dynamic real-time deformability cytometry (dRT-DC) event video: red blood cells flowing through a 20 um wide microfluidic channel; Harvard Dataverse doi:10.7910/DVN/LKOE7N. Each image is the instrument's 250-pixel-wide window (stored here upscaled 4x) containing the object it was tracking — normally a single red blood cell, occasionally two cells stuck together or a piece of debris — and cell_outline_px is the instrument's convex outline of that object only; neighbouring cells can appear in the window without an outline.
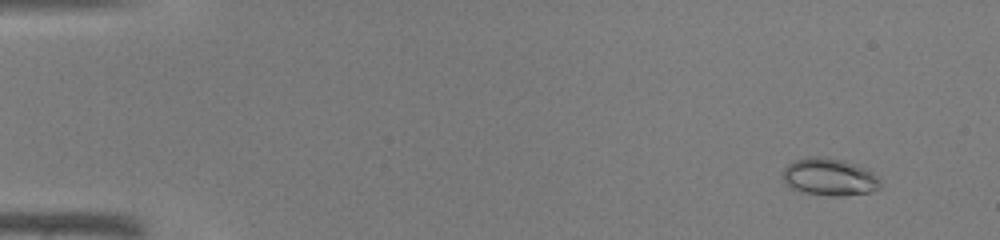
{"species": "common noctule bat (a hibernating species)", "species_latin": "Nyctalus noctula", "temperature_condition": "warm", "stored_images_in_passage": 43, "camera_frame_rate_fps": 3000, "um_per_image_px": 0.085, "animal": {"sex": "male", "body_mass_g": 19.0, "forearm_length_mm": 50.8}, "frame": {"image": 1, "passage_image": 1, "time_ms": 0.0, "image_size_px": [1000, 240], "cell_outline_px": [[880, 188], [872, 192], [840, 196], [832, 196], [804, 192], [792, 188], [784, 180], [784, 168], [792, 160], [808, 156], [820, 156], [844, 160], [868, 168], [880, 180]], "centroid_in_image_um": [70.53, 15.02], "position_along_channel_um": 14.5, "area_um2": 21.33}}
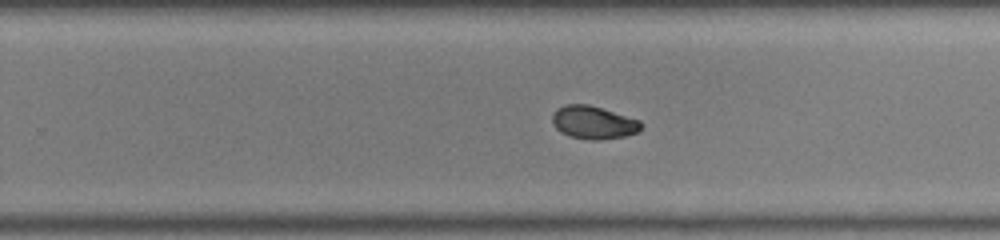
{"frame": {"image": 2, "passage_image": 27, "time_ms": 8.667, "image_size_px": [1000, 240], "cell_outline_px": [[644, 124], [640, 132], [624, 136], [600, 140], [588, 140], [568, 136], [560, 132], [552, 124], [552, 112], [556, 108], [564, 104], [588, 104], [640, 120]], "centroid_in_image_um": [50.43, 10.41], "position_along_channel_um": 279.4, "area_um2": 17.4}}
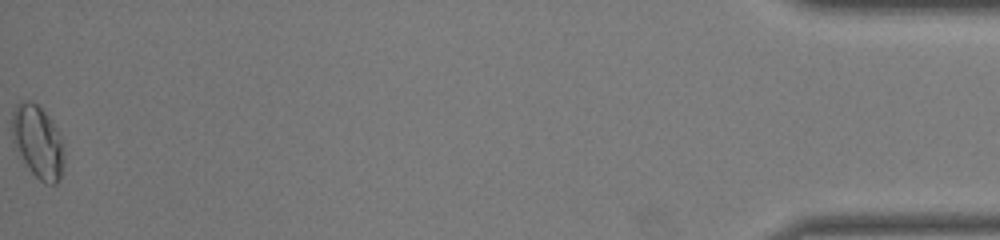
{"frame": {"image": 3, "passage_image": 43, "time_ms": 14.0, "image_size_px": [1000, 240], "cell_outline_px": [[64, 160], [60, 176], [56, 184], [44, 184], [28, 168], [12, 140], [12, 112], [16, 104], [20, 100], [32, 100], [48, 116], [56, 128], [60, 136]], "centroid_in_image_um": [3.19, 12.03], "position_along_channel_um": 432.0, "area_um2": 21.79}}